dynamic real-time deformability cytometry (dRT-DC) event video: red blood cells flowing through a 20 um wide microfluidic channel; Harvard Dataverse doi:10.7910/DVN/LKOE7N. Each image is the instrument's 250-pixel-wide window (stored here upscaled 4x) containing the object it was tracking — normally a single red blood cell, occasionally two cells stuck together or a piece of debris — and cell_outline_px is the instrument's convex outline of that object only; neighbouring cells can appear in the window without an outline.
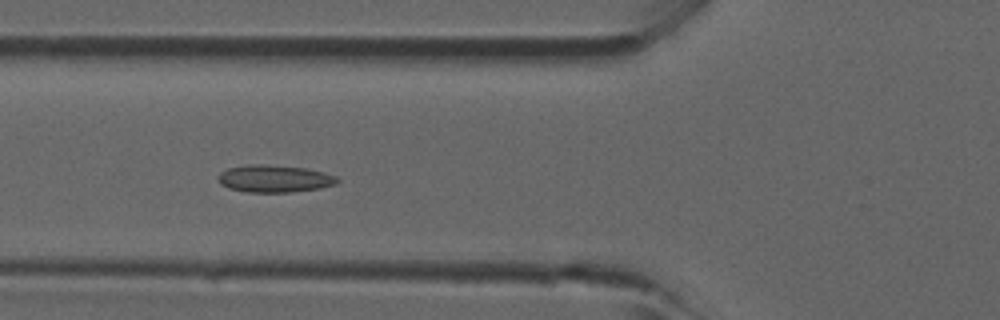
{"species": "common noctule bat (a hibernating species)", "species_latin": "Nyctalus noctula", "temperature_condition": "room temperature", "stored_images_in_passage": 17, "camera_frame_rate_fps": 3000, "um_per_image_px": 0.085, "animal": {"sex": "male", "forearm_length_mm": 52.5}, "frame": {"image": 1, "passage_image": 7, "time_ms": 2.0, "image_size_px": [1000, 320], "cell_outline_px": [[340, 180], [336, 184], [320, 188], [292, 192], [248, 192], [228, 188], [220, 184], [216, 180], [216, 176], [220, 172], [228, 168], [248, 164], [260, 164], [304, 168], [324, 172], [336, 176]], "centroid_in_image_um": [23.28, 15.19], "position_along_channel_um": 102.5, "area_um2": 19.07}}
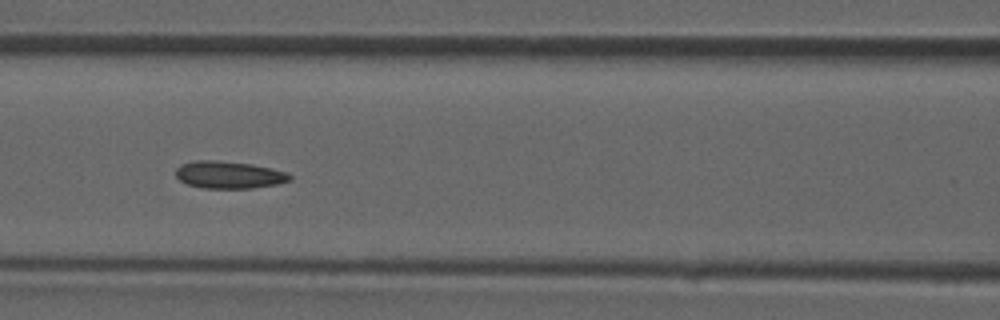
{"frame": {"image": 2, "passage_image": 10, "time_ms": 3.0, "image_size_px": [1000, 320], "cell_outline_px": [[292, 180], [276, 184], [252, 188], [200, 188], [188, 184], [180, 180], [176, 176], [176, 168], [180, 164], [192, 160], [216, 160], [252, 164], [272, 168], [288, 172], [292, 176]], "centroid_in_image_um": [19.46, 14.85], "position_along_channel_um": 147.1, "area_um2": 18.32}}